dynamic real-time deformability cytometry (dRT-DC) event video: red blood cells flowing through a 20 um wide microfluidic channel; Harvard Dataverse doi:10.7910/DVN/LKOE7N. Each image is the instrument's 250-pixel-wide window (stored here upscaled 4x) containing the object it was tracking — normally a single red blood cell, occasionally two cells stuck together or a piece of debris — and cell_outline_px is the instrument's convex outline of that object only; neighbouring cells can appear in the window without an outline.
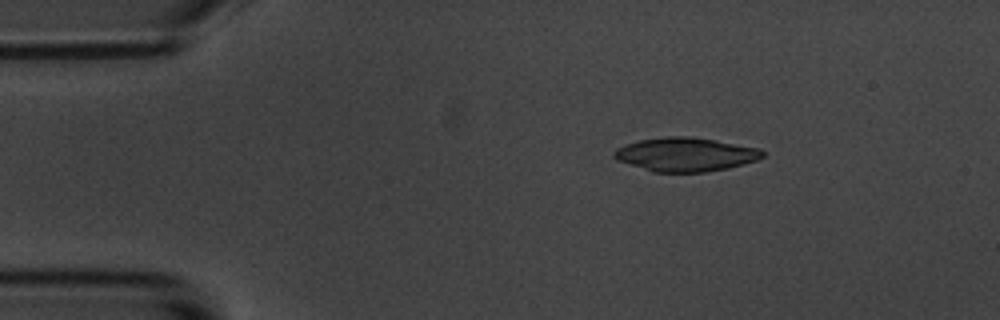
{"species": "common noctule bat (a hibernating species)", "species_latin": "Nyctalus noctula", "temperature_condition": "room temperature", "stored_images_in_passage": 4, "camera_frame_rate_fps": 3000, "um_per_image_px": 0.085, "animal": {"sex": "male", "body_mass_g": 20.1, "forearm_length_mm": 53.5}, "frame": {"image": 1, "passage_image": 2, "time_ms": 2.0, "image_size_px": [1000, 320], "cell_outline_px": [[764, 156], [756, 160], [744, 164], [728, 168], [704, 172], [652, 172], [616, 160], [612, 156], [612, 152], [616, 148], [624, 144], [640, 140], [664, 136], [692, 136], [716, 140], [760, 148], [764, 152]], "centroid_in_image_um": [58.24, 13.12], "position_along_channel_um": 26.8, "area_um2": 29.54}}